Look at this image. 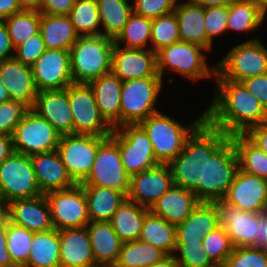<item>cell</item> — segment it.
I'll use <instances>...</instances> for the list:
<instances>
[{
    "mask_svg": "<svg viewBox=\"0 0 267 267\" xmlns=\"http://www.w3.org/2000/svg\"><path fill=\"white\" fill-rule=\"evenodd\" d=\"M216 95L205 112V120L232 136L267 122V110L240 82L215 79Z\"/></svg>",
    "mask_w": 267,
    "mask_h": 267,
    "instance_id": "cell-1",
    "label": "cell"
},
{
    "mask_svg": "<svg viewBox=\"0 0 267 267\" xmlns=\"http://www.w3.org/2000/svg\"><path fill=\"white\" fill-rule=\"evenodd\" d=\"M230 138L204 120L188 137L183 150L168 164L175 186L192 191L204 202L205 162Z\"/></svg>",
    "mask_w": 267,
    "mask_h": 267,
    "instance_id": "cell-2",
    "label": "cell"
},
{
    "mask_svg": "<svg viewBox=\"0 0 267 267\" xmlns=\"http://www.w3.org/2000/svg\"><path fill=\"white\" fill-rule=\"evenodd\" d=\"M114 40L102 35L79 36L70 48L73 83H85L112 72Z\"/></svg>",
    "mask_w": 267,
    "mask_h": 267,
    "instance_id": "cell-3",
    "label": "cell"
},
{
    "mask_svg": "<svg viewBox=\"0 0 267 267\" xmlns=\"http://www.w3.org/2000/svg\"><path fill=\"white\" fill-rule=\"evenodd\" d=\"M204 120L205 112L191 122L192 124L184 126L158 111L141 121L139 125L153 145L156 160L160 164H169L183 150L188 137Z\"/></svg>",
    "mask_w": 267,
    "mask_h": 267,
    "instance_id": "cell-4",
    "label": "cell"
},
{
    "mask_svg": "<svg viewBox=\"0 0 267 267\" xmlns=\"http://www.w3.org/2000/svg\"><path fill=\"white\" fill-rule=\"evenodd\" d=\"M206 48L195 43L179 41L166 46L157 52V71L163 79L166 67L170 72H177L182 76L197 81L203 78L215 76L216 65L209 68L206 56L203 53Z\"/></svg>",
    "mask_w": 267,
    "mask_h": 267,
    "instance_id": "cell-5",
    "label": "cell"
},
{
    "mask_svg": "<svg viewBox=\"0 0 267 267\" xmlns=\"http://www.w3.org/2000/svg\"><path fill=\"white\" fill-rule=\"evenodd\" d=\"M267 73V49L259 38H251L233 48L216 65L215 79L233 82Z\"/></svg>",
    "mask_w": 267,
    "mask_h": 267,
    "instance_id": "cell-6",
    "label": "cell"
},
{
    "mask_svg": "<svg viewBox=\"0 0 267 267\" xmlns=\"http://www.w3.org/2000/svg\"><path fill=\"white\" fill-rule=\"evenodd\" d=\"M41 194L30 155L12 151L0 164V204Z\"/></svg>",
    "mask_w": 267,
    "mask_h": 267,
    "instance_id": "cell-7",
    "label": "cell"
},
{
    "mask_svg": "<svg viewBox=\"0 0 267 267\" xmlns=\"http://www.w3.org/2000/svg\"><path fill=\"white\" fill-rule=\"evenodd\" d=\"M161 77H145L124 81L121 89L120 126L139 124L159 110L154 107L162 91Z\"/></svg>",
    "mask_w": 267,
    "mask_h": 267,
    "instance_id": "cell-8",
    "label": "cell"
},
{
    "mask_svg": "<svg viewBox=\"0 0 267 267\" xmlns=\"http://www.w3.org/2000/svg\"><path fill=\"white\" fill-rule=\"evenodd\" d=\"M110 137L118 144L121 162L130 177L160 164L147 133L139 124L115 128Z\"/></svg>",
    "mask_w": 267,
    "mask_h": 267,
    "instance_id": "cell-9",
    "label": "cell"
},
{
    "mask_svg": "<svg viewBox=\"0 0 267 267\" xmlns=\"http://www.w3.org/2000/svg\"><path fill=\"white\" fill-rule=\"evenodd\" d=\"M80 185L112 188L128 195L130 176L121 162L119 146L110 136L99 144L91 172Z\"/></svg>",
    "mask_w": 267,
    "mask_h": 267,
    "instance_id": "cell-10",
    "label": "cell"
},
{
    "mask_svg": "<svg viewBox=\"0 0 267 267\" xmlns=\"http://www.w3.org/2000/svg\"><path fill=\"white\" fill-rule=\"evenodd\" d=\"M73 118V134L109 137L113 128L101 116L89 84L72 83L67 87Z\"/></svg>",
    "mask_w": 267,
    "mask_h": 267,
    "instance_id": "cell-11",
    "label": "cell"
},
{
    "mask_svg": "<svg viewBox=\"0 0 267 267\" xmlns=\"http://www.w3.org/2000/svg\"><path fill=\"white\" fill-rule=\"evenodd\" d=\"M104 136L90 134L62 135L57 151L69 176L81 184L91 172L99 144Z\"/></svg>",
    "mask_w": 267,
    "mask_h": 267,
    "instance_id": "cell-12",
    "label": "cell"
},
{
    "mask_svg": "<svg viewBox=\"0 0 267 267\" xmlns=\"http://www.w3.org/2000/svg\"><path fill=\"white\" fill-rule=\"evenodd\" d=\"M239 170L235 146L229 138L205 162L204 202L222 200Z\"/></svg>",
    "mask_w": 267,
    "mask_h": 267,
    "instance_id": "cell-13",
    "label": "cell"
},
{
    "mask_svg": "<svg viewBox=\"0 0 267 267\" xmlns=\"http://www.w3.org/2000/svg\"><path fill=\"white\" fill-rule=\"evenodd\" d=\"M13 151L25 155L57 150L61 135L46 120L30 110L12 134Z\"/></svg>",
    "mask_w": 267,
    "mask_h": 267,
    "instance_id": "cell-14",
    "label": "cell"
},
{
    "mask_svg": "<svg viewBox=\"0 0 267 267\" xmlns=\"http://www.w3.org/2000/svg\"><path fill=\"white\" fill-rule=\"evenodd\" d=\"M45 197L54 229L82 228L90 222L87 199L80 184L66 190L46 193Z\"/></svg>",
    "mask_w": 267,
    "mask_h": 267,
    "instance_id": "cell-15",
    "label": "cell"
},
{
    "mask_svg": "<svg viewBox=\"0 0 267 267\" xmlns=\"http://www.w3.org/2000/svg\"><path fill=\"white\" fill-rule=\"evenodd\" d=\"M31 67L38 91L63 90L73 83L70 50L46 49Z\"/></svg>",
    "mask_w": 267,
    "mask_h": 267,
    "instance_id": "cell-16",
    "label": "cell"
},
{
    "mask_svg": "<svg viewBox=\"0 0 267 267\" xmlns=\"http://www.w3.org/2000/svg\"><path fill=\"white\" fill-rule=\"evenodd\" d=\"M218 206L219 226L225 228L233 247H256L261 213L247 212L223 200Z\"/></svg>",
    "mask_w": 267,
    "mask_h": 267,
    "instance_id": "cell-17",
    "label": "cell"
},
{
    "mask_svg": "<svg viewBox=\"0 0 267 267\" xmlns=\"http://www.w3.org/2000/svg\"><path fill=\"white\" fill-rule=\"evenodd\" d=\"M173 185L169 165L159 164L130 177L128 200L150 209Z\"/></svg>",
    "mask_w": 267,
    "mask_h": 267,
    "instance_id": "cell-18",
    "label": "cell"
},
{
    "mask_svg": "<svg viewBox=\"0 0 267 267\" xmlns=\"http://www.w3.org/2000/svg\"><path fill=\"white\" fill-rule=\"evenodd\" d=\"M112 73L122 82L145 77H161L157 71V53L151 49L115 45L112 53Z\"/></svg>",
    "mask_w": 267,
    "mask_h": 267,
    "instance_id": "cell-19",
    "label": "cell"
},
{
    "mask_svg": "<svg viewBox=\"0 0 267 267\" xmlns=\"http://www.w3.org/2000/svg\"><path fill=\"white\" fill-rule=\"evenodd\" d=\"M222 200L241 210L261 213L267 208V180L239 169Z\"/></svg>",
    "mask_w": 267,
    "mask_h": 267,
    "instance_id": "cell-20",
    "label": "cell"
},
{
    "mask_svg": "<svg viewBox=\"0 0 267 267\" xmlns=\"http://www.w3.org/2000/svg\"><path fill=\"white\" fill-rule=\"evenodd\" d=\"M6 217L10 222L34 233L54 229L45 194L11 201L6 205Z\"/></svg>",
    "mask_w": 267,
    "mask_h": 267,
    "instance_id": "cell-21",
    "label": "cell"
},
{
    "mask_svg": "<svg viewBox=\"0 0 267 267\" xmlns=\"http://www.w3.org/2000/svg\"><path fill=\"white\" fill-rule=\"evenodd\" d=\"M31 110L46 119L61 136L73 134V118L67 88L38 91Z\"/></svg>",
    "mask_w": 267,
    "mask_h": 267,
    "instance_id": "cell-22",
    "label": "cell"
},
{
    "mask_svg": "<svg viewBox=\"0 0 267 267\" xmlns=\"http://www.w3.org/2000/svg\"><path fill=\"white\" fill-rule=\"evenodd\" d=\"M30 158L42 194L66 190L76 185L57 150L32 154Z\"/></svg>",
    "mask_w": 267,
    "mask_h": 267,
    "instance_id": "cell-23",
    "label": "cell"
},
{
    "mask_svg": "<svg viewBox=\"0 0 267 267\" xmlns=\"http://www.w3.org/2000/svg\"><path fill=\"white\" fill-rule=\"evenodd\" d=\"M61 267H96L86 227L58 230Z\"/></svg>",
    "mask_w": 267,
    "mask_h": 267,
    "instance_id": "cell-24",
    "label": "cell"
},
{
    "mask_svg": "<svg viewBox=\"0 0 267 267\" xmlns=\"http://www.w3.org/2000/svg\"><path fill=\"white\" fill-rule=\"evenodd\" d=\"M0 79L8 90L11 100H21L30 107L33 106L38 90L31 66L15 58L0 61Z\"/></svg>",
    "mask_w": 267,
    "mask_h": 267,
    "instance_id": "cell-25",
    "label": "cell"
},
{
    "mask_svg": "<svg viewBox=\"0 0 267 267\" xmlns=\"http://www.w3.org/2000/svg\"><path fill=\"white\" fill-rule=\"evenodd\" d=\"M219 227L215 202H200L192 213L176 226V243H202L206 234Z\"/></svg>",
    "mask_w": 267,
    "mask_h": 267,
    "instance_id": "cell-26",
    "label": "cell"
},
{
    "mask_svg": "<svg viewBox=\"0 0 267 267\" xmlns=\"http://www.w3.org/2000/svg\"><path fill=\"white\" fill-rule=\"evenodd\" d=\"M122 81L112 72L90 81L101 116L113 128L120 127Z\"/></svg>",
    "mask_w": 267,
    "mask_h": 267,
    "instance_id": "cell-27",
    "label": "cell"
},
{
    "mask_svg": "<svg viewBox=\"0 0 267 267\" xmlns=\"http://www.w3.org/2000/svg\"><path fill=\"white\" fill-rule=\"evenodd\" d=\"M199 203L200 201L192 191L173 185L152 205L149 211L177 226L192 213Z\"/></svg>",
    "mask_w": 267,
    "mask_h": 267,
    "instance_id": "cell-28",
    "label": "cell"
},
{
    "mask_svg": "<svg viewBox=\"0 0 267 267\" xmlns=\"http://www.w3.org/2000/svg\"><path fill=\"white\" fill-rule=\"evenodd\" d=\"M96 267H113L123 245L110 221H92L86 225Z\"/></svg>",
    "mask_w": 267,
    "mask_h": 267,
    "instance_id": "cell-29",
    "label": "cell"
},
{
    "mask_svg": "<svg viewBox=\"0 0 267 267\" xmlns=\"http://www.w3.org/2000/svg\"><path fill=\"white\" fill-rule=\"evenodd\" d=\"M205 9L189 1L176 4L174 10L178 21L180 41L195 43L212 51V41L207 37L204 27Z\"/></svg>",
    "mask_w": 267,
    "mask_h": 267,
    "instance_id": "cell-30",
    "label": "cell"
},
{
    "mask_svg": "<svg viewBox=\"0 0 267 267\" xmlns=\"http://www.w3.org/2000/svg\"><path fill=\"white\" fill-rule=\"evenodd\" d=\"M87 199L88 216L92 221H110L115 211L128 199L126 193L112 188L81 185Z\"/></svg>",
    "mask_w": 267,
    "mask_h": 267,
    "instance_id": "cell-31",
    "label": "cell"
},
{
    "mask_svg": "<svg viewBox=\"0 0 267 267\" xmlns=\"http://www.w3.org/2000/svg\"><path fill=\"white\" fill-rule=\"evenodd\" d=\"M39 32L46 49L70 50L79 37L68 15L41 14Z\"/></svg>",
    "mask_w": 267,
    "mask_h": 267,
    "instance_id": "cell-32",
    "label": "cell"
},
{
    "mask_svg": "<svg viewBox=\"0 0 267 267\" xmlns=\"http://www.w3.org/2000/svg\"><path fill=\"white\" fill-rule=\"evenodd\" d=\"M149 209L126 200L113 214L112 227L122 242L138 240Z\"/></svg>",
    "mask_w": 267,
    "mask_h": 267,
    "instance_id": "cell-33",
    "label": "cell"
},
{
    "mask_svg": "<svg viewBox=\"0 0 267 267\" xmlns=\"http://www.w3.org/2000/svg\"><path fill=\"white\" fill-rule=\"evenodd\" d=\"M58 230L36 232L24 267H61Z\"/></svg>",
    "mask_w": 267,
    "mask_h": 267,
    "instance_id": "cell-34",
    "label": "cell"
},
{
    "mask_svg": "<svg viewBox=\"0 0 267 267\" xmlns=\"http://www.w3.org/2000/svg\"><path fill=\"white\" fill-rule=\"evenodd\" d=\"M139 239L161 249L167 255H174L176 226L149 212L143 221Z\"/></svg>",
    "mask_w": 267,
    "mask_h": 267,
    "instance_id": "cell-35",
    "label": "cell"
},
{
    "mask_svg": "<svg viewBox=\"0 0 267 267\" xmlns=\"http://www.w3.org/2000/svg\"><path fill=\"white\" fill-rule=\"evenodd\" d=\"M99 19L102 26L101 35L115 39L126 25L133 12L128 0H96Z\"/></svg>",
    "mask_w": 267,
    "mask_h": 267,
    "instance_id": "cell-36",
    "label": "cell"
},
{
    "mask_svg": "<svg viewBox=\"0 0 267 267\" xmlns=\"http://www.w3.org/2000/svg\"><path fill=\"white\" fill-rule=\"evenodd\" d=\"M166 256L167 254L161 249L140 239L123 242L113 267H148Z\"/></svg>",
    "mask_w": 267,
    "mask_h": 267,
    "instance_id": "cell-37",
    "label": "cell"
},
{
    "mask_svg": "<svg viewBox=\"0 0 267 267\" xmlns=\"http://www.w3.org/2000/svg\"><path fill=\"white\" fill-rule=\"evenodd\" d=\"M236 149L239 169L267 180V154L244 134L230 136Z\"/></svg>",
    "mask_w": 267,
    "mask_h": 267,
    "instance_id": "cell-38",
    "label": "cell"
},
{
    "mask_svg": "<svg viewBox=\"0 0 267 267\" xmlns=\"http://www.w3.org/2000/svg\"><path fill=\"white\" fill-rule=\"evenodd\" d=\"M265 20V15L252 0H234L229 5L227 31H253Z\"/></svg>",
    "mask_w": 267,
    "mask_h": 267,
    "instance_id": "cell-39",
    "label": "cell"
},
{
    "mask_svg": "<svg viewBox=\"0 0 267 267\" xmlns=\"http://www.w3.org/2000/svg\"><path fill=\"white\" fill-rule=\"evenodd\" d=\"M41 13L36 10H22L3 19L14 49L39 33Z\"/></svg>",
    "mask_w": 267,
    "mask_h": 267,
    "instance_id": "cell-40",
    "label": "cell"
},
{
    "mask_svg": "<svg viewBox=\"0 0 267 267\" xmlns=\"http://www.w3.org/2000/svg\"><path fill=\"white\" fill-rule=\"evenodd\" d=\"M152 19L145 18L132 12L126 25L114 39L115 45L124 44V48L151 49L147 44L151 42Z\"/></svg>",
    "mask_w": 267,
    "mask_h": 267,
    "instance_id": "cell-41",
    "label": "cell"
},
{
    "mask_svg": "<svg viewBox=\"0 0 267 267\" xmlns=\"http://www.w3.org/2000/svg\"><path fill=\"white\" fill-rule=\"evenodd\" d=\"M68 16L79 36L101 35L96 0H76Z\"/></svg>",
    "mask_w": 267,
    "mask_h": 267,
    "instance_id": "cell-42",
    "label": "cell"
},
{
    "mask_svg": "<svg viewBox=\"0 0 267 267\" xmlns=\"http://www.w3.org/2000/svg\"><path fill=\"white\" fill-rule=\"evenodd\" d=\"M7 250L16 267L28 261L34 232L10 222L6 217Z\"/></svg>",
    "mask_w": 267,
    "mask_h": 267,
    "instance_id": "cell-43",
    "label": "cell"
},
{
    "mask_svg": "<svg viewBox=\"0 0 267 267\" xmlns=\"http://www.w3.org/2000/svg\"><path fill=\"white\" fill-rule=\"evenodd\" d=\"M180 41L178 21L175 13L159 16L152 19L151 50L157 53L166 46Z\"/></svg>",
    "mask_w": 267,
    "mask_h": 267,
    "instance_id": "cell-44",
    "label": "cell"
},
{
    "mask_svg": "<svg viewBox=\"0 0 267 267\" xmlns=\"http://www.w3.org/2000/svg\"><path fill=\"white\" fill-rule=\"evenodd\" d=\"M202 248L210 259L221 267L232 254L234 247L225 228L219 226L202 239Z\"/></svg>",
    "mask_w": 267,
    "mask_h": 267,
    "instance_id": "cell-45",
    "label": "cell"
},
{
    "mask_svg": "<svg viewBox=\"0 0 267 267\" xmlns=\"http://www.w3.org/2000/svg\"><path fill=\"white\" fill-rule=\"evenodd\" d=\"M174 254L180 267H218L202 248V243H176Z\"/></svg>",
    "mask_w": 267,
    "mask_h": 267,
    "instance_id": "cell-46",
    "label": "cell"
},
{
    "mask_svg": "<svg viewBox=\"0 0 267 267\" xmlns=\"http://www.w3.org/2000/svg\"><path fill=\"white\" fill-rule=\"evenodd\" d=\"M221 267H267V250L258 247H235Z\"/></svg>",
    "mask_w": 267,
    "mask_h": 267,
    "instance_id": "cell-47",
    "label": "cell"
},
{
    "mask_svg": "<svg viewBox=\"0 0 267 267\" xmlns=\"http://www.w3.org/2000/svg\"><path fill=\"white\" fill-rule=\"evenodd\" d=\"M30 110L31 107L21 100L0 103V134L12 136L17 124Z\"/></svg>",
    "mask_w": 267,
    "mask_h": 267,
    "instance_id": "cell-48",
    "label": "cell"
},
{
    "mask_svg": "<svg viewBox=\"0 0 267 267\" xmlns=\"http://www.w3.org/2000/svg\"><path fill=\"white\" fill-rule=\"evenodd\" d=\"M229 6H216L205 9L204 27L207 37L213 42L214 37L227 32Z\"/></svg>",
    "mask_w": 267,
    "mask_h": 267,
    "instance_id": "cell-49",
    "label": "cell"
},
{
    "mask_svg": "<svg viewBox=\"0 0 267 267\" xmlns=\"http://www.w3.org/2000/svg\"><path fill=\"white\" fill-rule=\"evenodd\" d=\"M133 12L145 18L155 19L174 12L178 0H134Z\"/></svg>",
    "mask_w": 267,
    "mask_h": 267,
    "instance_id": "cell-50",
    "label": "cell"
},
{
    "mask_svg": "<svg viewBox=\"0 0 267 267\" xmlns=\"http://www.w3.org/2000/svg\"><path fill=\"white\" fill-rule=\"evenodd\" d=\"M45 50L44 41L39 32L15 49L14 58L25 65L32 66Z\"/></svg>",
    "mask_w": 267,
    "mask_h": 267,
    "instance_id": "cell-51",
    "label": "cell"
},
{
    "mask_svg": "<svg viewBox=\"0 0 267 267\" xmlns=\"http://www.w3.org/2000/svg\"><path fill=\"white\" fill-rule=\"evenodd\" d=\"M241 83L267 110V73L247 78Z\"/></svg>",
    "mask_w": 267,
    "mask_h": 267,
    "instance_id": "cell-52",
    "label": "cell"
},
{
    "mask_svg": "<svg viewBox=\"0 0 267 267\" xmlns=\"http://www.w3.org/2000/svg\"><path fill=\"white\" fill-rule=\"evenodd\" d=\"M76 0H42L39 12L45 15H69Z\"/></svg>",
    "mask_w": 267,
    "mask_h": 267,
    "instance_id": "cell-53",
    "label": "cell"
},
{
    "mask_svg": "<svg viewBox=\"0 0 267 267\" xmlns=\"http://www.w3.org/2000/svg\"><path fill=\"white\" fill-rule=\"evenodd\" d=\"M244 135L267 154V122L250 128Z\"/></svg>",
    "mask_w": 267,
    "mask_h": 267,
    "instance_id": "cell-54",
    "label": "cell"
},
{
    "mask_svg": "<svg viewBox=\"0 0 267 267\" xmlns=\"http://www.w3.org/2000/svg\"><path fill=\"white\" fill-rule=\"evenodd\" d=\"M14 54L15 49L12 45L8 29L3 20H0V61L14 58Z\"/></svg>",
    "mask_w": 267,
    "mask_h": 267,
    "instance_id": "cell-55",
    "label": "cell"
},
{
    "mask_svg": "<svg viewBox=\"0 0 267 267\" xmlns=\"http://www.w3.org/2000/svg\"><path fill=\"white\" fill-rule=\"evenodd\" d=\"M6 218L0 223V267H16L7 250Z\"/></svg>",
    "mask_w": 267,
    "mask_h": 267,
    "instance_id": "cell-56",
    "label": "cell"
},
{
    "mask_svg": "<svg viewBox=\"0 0 267 267\" xmlns=\"http://www.w3.org/2000/svg\"><path fill=\"white\" fill-rule=\"evenodd\" d=\"M256 247L267 250V208L261 212V220L258 223Z\"/></svg>",
    "mask_w": 267,
    "mask_h": 267,
    "instance_id": "cell-57",
    "label": "cell"
},
{
    "mask_svg": "<svg viewBox=\"0 0 267 267\" xmlns=\"http://www.w3.org/2000/svg\"><path fill=\"white\" fill-rule=\"evenodd\" d=\"M22 11L17 0H0V20Z\"/></svg>",
    "mask_w": 267,
    "mask_h": 267,
    "instance_id": "cell-58",
    "label": "cell"
},
{
    "mask_svg": "<svg viewBox=\"0 0 267 267\" xmlns=\"http://www.w3.org/2000/svg\"><path fill=\"white\" fill-rule=\"evenodd\" d=\"M12 137L0 134V164L12 153Z\"/></svg>",
    "mask_w": 267,
    "mask_h": 267,
    "instance_id": "cell-59",
    "label": "cell"
},
{
    "mask_svg": "<svg viewBox=\"0 0 267 267\" xmlns=\"http://www.w3.org/2000/svg\"><path fill=\"white\" fill-rule=\"evenodd\" d=\"M189 2L204 8L216 6H229L234 0H188Z\"/></svg>",
    "mask_w": 267,
    "mask_h": 267,
    "instance_id": "cell-60",
    "label": "cell"
},
{
    "mask_svg": "<svg viewBox=\"0 0 267 267\" xmlns=\"http://www.w3.org/2000/svg\"><path fill=\"white\" fill-rule=\"evenodd\" d=\"M148 267H180L174 255H167L162 260Z\"/></svg>",
    "mask_w": 267,
    "mask_h": 267,
    "instance_id": "cell-61",
    "label": "cell"
},
{
    "mask_svg": "<svg viewBox=\"0 0 267 267\" xmlns=\"http://www.w3.org/2000/svg\"><path fill=\"white\" fill-rule=\"evenodd\" d=\"M22 10L39 11L42 0H17Z\"/></svg>",
    "mask_w": 267,
    "mask_h": 267,
    "instance_id": "cell-62",
    "label": "cell"
},
{
    "mask_svg": "<svg viewBox=\"0 0 267 267\" xmlns=\"http://www.w3.org/2000/svg\"><path fill=\"white\" fill-rule=\"evenodd\" d=\"M11 100L8 90L5 88L2 80L0 79V103H5Z\"/></svg>",
    "mask_w": 267,
    "mask_h": 267,
    "instance_id": "cell-63",
    "label": "cell"
},
{
    "mask_svg": "<svg viewBox=\"0 0 267 267\" xmlns=\"http://www.w3.org/2000/svg\"><path fill=\"white\" fill-rule=\"evenodd\" d=\"M259 10L266 16L267 13V0H252Z\"/></svg>",
    "mask_w": 267,
    "mask_h": 267,
    "instance_id": "cell-64",
    "label": "cell"
},
{
    "mask_svg": "<svg viewBox=\"0 0 267 267\" xmlns=\"http://www.w3.org/2000/svg\"><path fill=\"white\" fill-rule=\"evenodd\" d=\"M6 218V206L0 204V223Z\"/></svg>",
    "mask_w": 267,
    "mask_h": 267,
    "instance_id": "cell-65",
    "label": "cell"
}]
</instances>
